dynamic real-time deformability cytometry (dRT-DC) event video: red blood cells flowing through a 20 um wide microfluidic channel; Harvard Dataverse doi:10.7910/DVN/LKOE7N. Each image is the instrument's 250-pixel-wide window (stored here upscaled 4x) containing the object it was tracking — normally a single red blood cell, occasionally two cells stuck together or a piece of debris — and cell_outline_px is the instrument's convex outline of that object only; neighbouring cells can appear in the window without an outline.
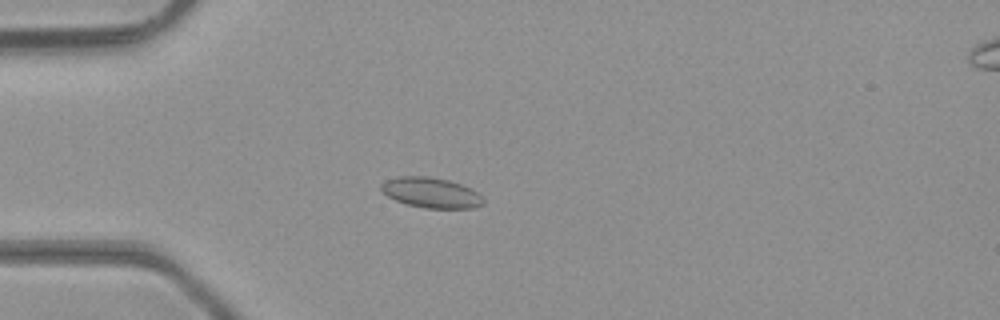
{"species": "common noctule bat (a hibernating species)", "species_latin": "Nyctalus noctula", "temperature_condition": "room temperature", "stored_images_in_passage": 47, "camera_frame_rate_fps": 3000, "um_per_image_px": 0.085, "animal": {"sex": "male", "body_mass_g": 23.1, "forearm_length_mm": 52.7}, "frame": {"image": 1, "passage_image": 12, "time_ms": 3.667, "image_size_px": [1000, 320], "cell_outline_px": [[484, 204], [472, 208], [424, 208], [408, 204], [396, 200], [388, 196], [380, 188], [380, 184], [384, 180], [396, 176], [428, 176], [448, 180], [460, 184], [476, 192], [484, 200]], "centroid_in_image_um": [36.6, 16.37], "position_along_channel_um": 48.4, "area_um2": 17.92}}
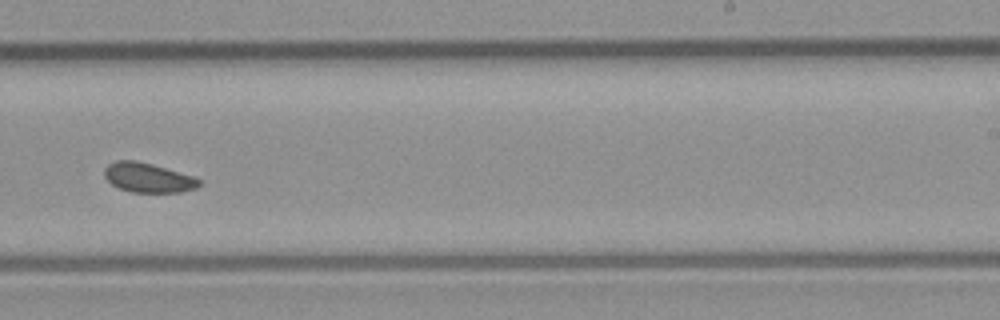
{"frame": {"image": 2, "passage_image": 29, "time_ms": 9.333, "image_size_px": [1000, 320], "cell_outline_px": [[200, 184], [196, 188], [180, 192], [132, 192], [120, 188], [112, 184], [104, 176], [104, 168], [108, 164], [116, 160], [136, 160], [152, 164], [192, 176], [200, 180]], "centroid_in_image_um": [12.55, 15.09], "position_along_channel_um": 276.4, "area_um2": 16.13}}
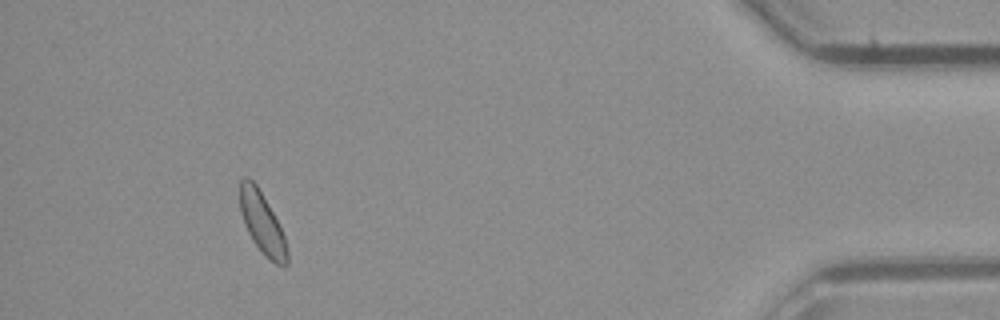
{"frame": {"image": 3, "passage_image": 43, "time_ms": 14.0, "image_size_px": [1000, 320], "cell_outline_px": [[288, 264], [284, 268], [276, 264], [252, 240], [244, 224], [240, 212], [240, 180], [244, 176], [248, 176], [256, 184], [272, 212], [284, 236], [288, 252]], "centroid_in_image_um": [22.27, 18.94], "position_along_channel_um": 412.9, "area_um2": 16.47}, "authors_computed_cell_mechanics": {"area_um2": 16.7042, "velocity_mm_per_s": 4.3052, "shape_relaxation_time_tau1_ms": null, "shape_relaxation_time_tau2_ms": 3.2127, "deformation_change_tau1": null, "deformation_change_tau2": 0.0675}}